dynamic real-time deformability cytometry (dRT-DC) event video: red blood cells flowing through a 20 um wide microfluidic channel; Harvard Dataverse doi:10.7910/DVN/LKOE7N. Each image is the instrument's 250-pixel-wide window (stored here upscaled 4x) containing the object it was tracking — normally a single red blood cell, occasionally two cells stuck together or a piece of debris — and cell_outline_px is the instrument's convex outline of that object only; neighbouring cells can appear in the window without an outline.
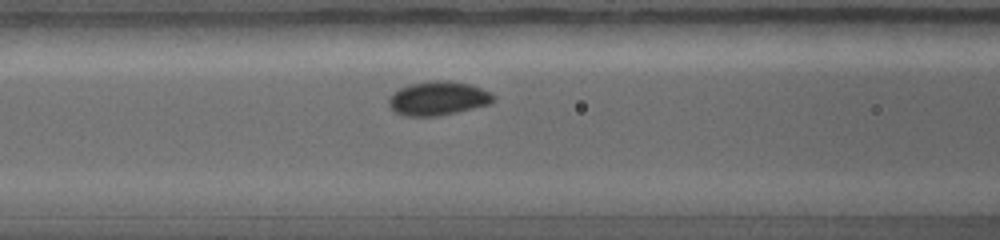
{"species": "common noctule bat (a hibernating species)", "species_latin": "Nyctalus noctula", "temperature_condition": "warm", "stored_images_in_passage": 9, "camera_frame_rate_fps": 5000, "um_per_image_px": 0.085, "animal": {"sex": "female", "body_mass_g": 19.0, "forearm_length_mm": 56.7}, "frame": {"image": 1, "passage_image": 7, "time_ms": 2.6, "image_size_px": [1000, 240], "cell_outline_px": [[496, 100], [488, 104], [456, 112], [436, 116], [404, 116], [396, 112], [388, 104], [388, 100], [400, 88], [408, 84], [432, 80], [448, 80], [468, 84], [480, 88], [488, 92]], "centroid_in_image_um": [37.21, 8.35], "position_along_channel_um": 129.4, "area_um2": 20.35}}
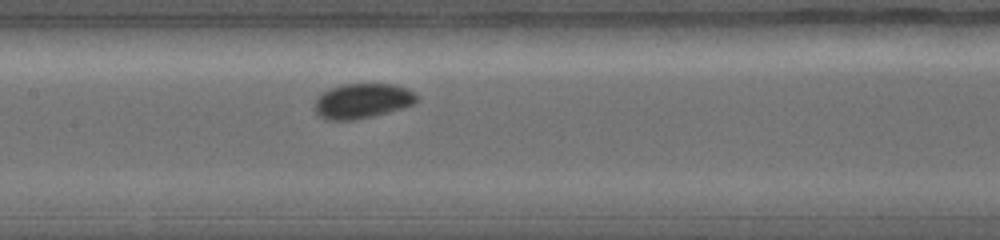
{"frame": {"image": 2, "passage_image": 9, "time_ms": 3.4, "image_size_px": [1000, 240], "cell_outline_px": [[420, 100], [412, 104], [400, 108], [372, 116], [352, 120], [328, 120], [320, 116], [312, 108], [320, 92], [340, 84], [396, 84], [408, 88], [420, 96]], "centroid_in_image_um": [30.79, 8.56], "position_along_channel_um": 176.6, "area_um2": 20.98}}